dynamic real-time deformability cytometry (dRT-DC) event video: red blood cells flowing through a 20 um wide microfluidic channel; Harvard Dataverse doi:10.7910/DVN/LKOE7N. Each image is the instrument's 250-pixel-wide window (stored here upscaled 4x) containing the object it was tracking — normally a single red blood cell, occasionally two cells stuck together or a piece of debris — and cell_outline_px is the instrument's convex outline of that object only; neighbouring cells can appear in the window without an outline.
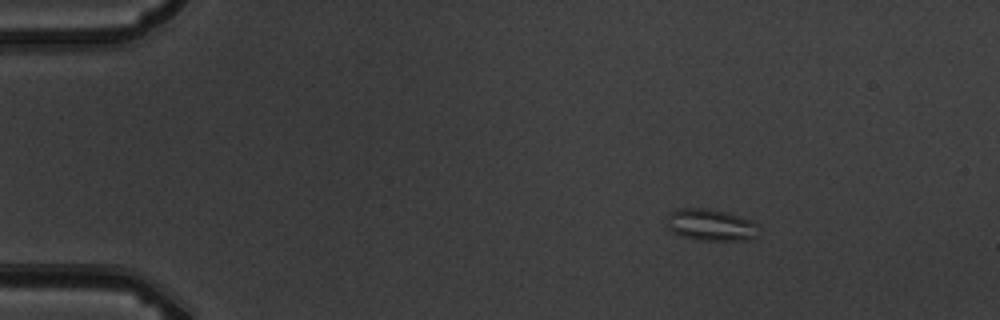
{"species": "common noctule bat (a hibernating species)", "species_latin": "Nyctalus noctula", "temperature_condition": "warm", "stored_images_in_passage": 7, "camera_frame_rate_fps": 3000, "um_per_image_px": 0.085, "animal": {"sex": "male", "body_mass_g": 19.5, "forearm_length_mm": 54.6}, "frame": {"image": 1, "passage_image": 1, "time_ms": 0.0, "image_size_px": [1000, 320], "cell_outline_px": [[756, 236], [752, 240], [700, 240], [680, 236], [672, 232], [668, 228], [668, 212], [676, 208], [708, 208], [728, 212], [752, 220], [756, 224]], "centroid_in_image_um": [60.39, 19.1], "position_along_channel_um": 24.6, "area_um2": 17.17}}